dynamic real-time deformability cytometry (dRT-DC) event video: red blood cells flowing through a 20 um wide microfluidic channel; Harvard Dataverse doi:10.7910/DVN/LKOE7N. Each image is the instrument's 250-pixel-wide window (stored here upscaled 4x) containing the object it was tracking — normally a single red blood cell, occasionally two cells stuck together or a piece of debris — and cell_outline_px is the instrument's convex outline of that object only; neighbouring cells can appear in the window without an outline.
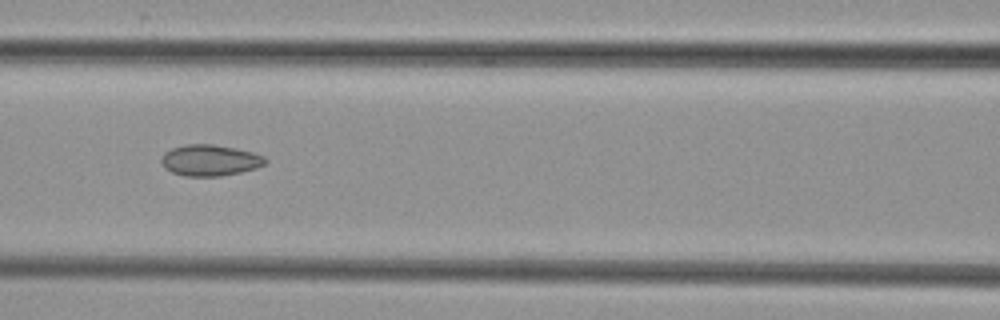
{"species": "common noctule bat (a hibernating species)", "species_latin": "Nyctalus noctula", "temperature_condition": "cold", "stored_images_in_passage": 7, "camera_frame_rate_fps": 3000, "um_per_image_px": 0.085, "animal": {"sex": "female", "body_mass_g": 29.2, "forearm_length_mm": 56.3}, "frame": {"image": 1, "passage_image": 6, "time_ms": 6.0, "image_size_px": [1000, 320], "cell_outline_px": [[268, 160], [264, 164], [256, 168], [240, 172], [220, 176], [184, 176], [172, 172], [164, 168], [160, 160], [164, 152], [172, 148], [184, 144], [212, 144], [236, 148], [252, 152], [264, 156]], "centroid_in_image_um": [17.82, 13.62], "position_along_channel_um": 148.8, "area_um2": 18.96}}
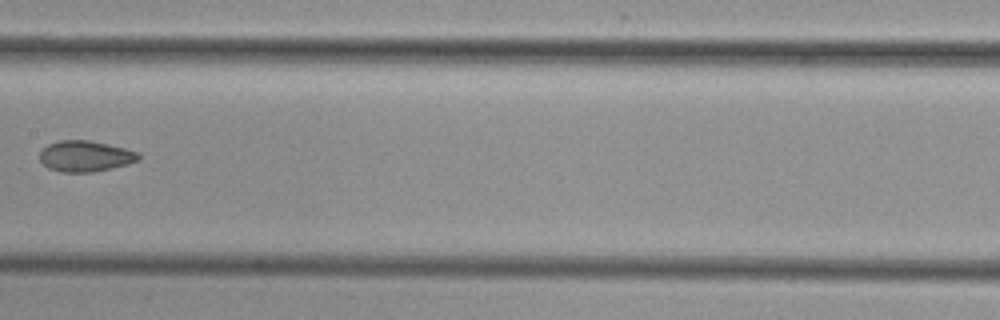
{"frame": {"image": 2, "passage_image": 7, "time_ms": 7.333, "image_size_px": [1000, 320], "cell_outline_px": [[140, 160], [128, 164], [112, 168], [92, 172], [60, 172], [48, 168], [40, 160], [40, 152], [48, 144], [60, 140], [88, 140], [108, 144], [140, 152]], "centroid_in_image_um": [7.27, 13.28], "position_along_channel_um": 200.1, "area_um2": 17.86}}